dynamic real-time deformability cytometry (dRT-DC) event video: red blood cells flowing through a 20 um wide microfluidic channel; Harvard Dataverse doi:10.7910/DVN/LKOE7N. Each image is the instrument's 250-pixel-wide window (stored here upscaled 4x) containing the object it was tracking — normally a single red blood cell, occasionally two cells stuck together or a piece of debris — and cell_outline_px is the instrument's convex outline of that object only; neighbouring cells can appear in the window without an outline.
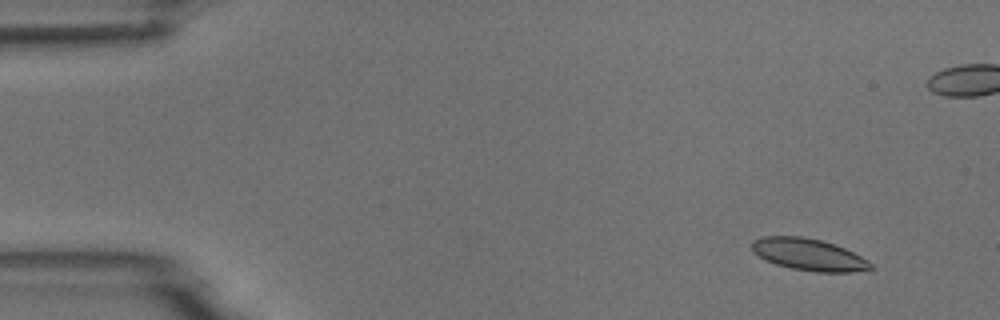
{"species": "common noctule bat (a hibernating species)", "species_latin": "Nyctalus noctula", "temperature_condition": "room temperature", "stored_images_in_passage": 6, "camera_frame_rate_fps": 3000, "um_per_image_px": 0.085, "animal": {"sex": "male", "body_mass_g": 18.8}, "frame": {"image": 1, "passage_image": 2, "time_ms": 1.0, "image_size_px": [1000, 320], "cell_outline_px": [[872, 268], [852, 272], [816, 272], [792, 268], [776, 264], [764, 260], [752, 252], [752, 240], [764, 236], [804, 236], [820, 240], [844, 248], [868, 260], [872, 264]], "centroid_in_image_um": [68.69, 21.63], "position_along_channel_um": 16.3, "area_um2": 21.96}}